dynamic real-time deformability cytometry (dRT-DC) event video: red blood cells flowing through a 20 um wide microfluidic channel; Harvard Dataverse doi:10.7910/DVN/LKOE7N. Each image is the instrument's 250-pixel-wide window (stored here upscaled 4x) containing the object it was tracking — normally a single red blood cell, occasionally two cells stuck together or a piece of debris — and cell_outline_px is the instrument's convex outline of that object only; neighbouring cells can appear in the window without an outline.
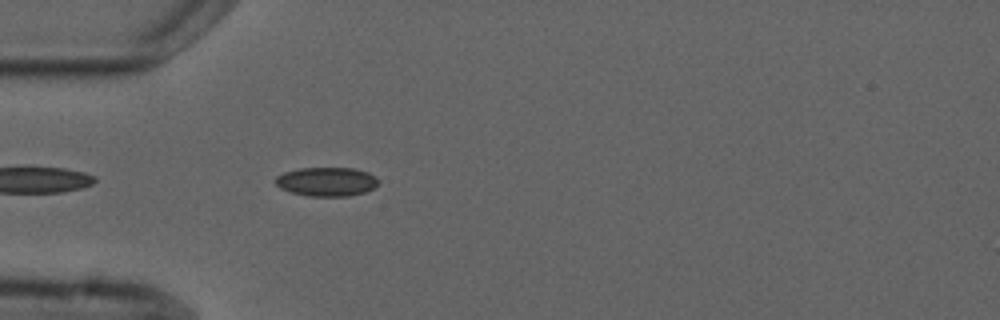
{"species": "common noctule bat (a hibernating species)", "species_latin": "Nyctalus noctula", "temperature_condition": "cold", "stored_images_in_passage": 1, "camera_frame_rate_fps": 3000, "um_per_image_px": 0.085, "animal": {"sex": "male", "forearm_length_mm": 52.5}, "frame": {"image": 1, "passage_image": 1, "time_ms": 0.0, "image_size_px": [1000, 320], "cell_outline_px": [[376, 184], [372, 188], [364, 192], [348, 196], [308, 196], [292, 192], [280, 188], [276, 184], [276, 176], [284, 172], [300, 168], [352, 168], [368, 172], [376, 180]], "centroid_in_image_um": [27.71, 15.44], "position_along_channel_um": 57.3, "area_um2": 17.05}}